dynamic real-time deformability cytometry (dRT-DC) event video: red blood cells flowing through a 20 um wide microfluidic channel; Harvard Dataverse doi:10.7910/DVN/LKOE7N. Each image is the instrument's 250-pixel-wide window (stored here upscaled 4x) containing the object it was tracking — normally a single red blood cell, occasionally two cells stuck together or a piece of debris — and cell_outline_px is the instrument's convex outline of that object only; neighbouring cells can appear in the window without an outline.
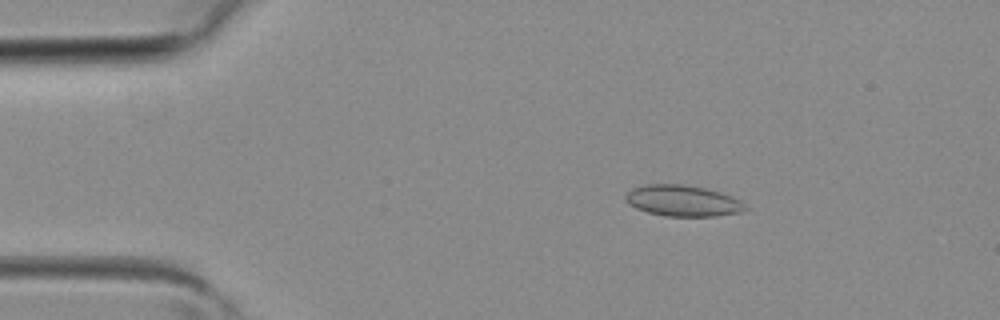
{"species": "common noctule bat (a hibernating species)", "species_latin": "Nyctalus noctula", "temperature_condition": "room temperature", "stored_images_in_passage": 3, "camera_frame_rate_fps": 3000, "um_per_image_px": 0.085, "animal": {"sex": "female", "body_mass_g": 19.3, "forearm_length_mm": 54.1}, "frame": {"image": 1, "passage_image": 2, "time_ms": 0.333, "image_size_px": [1000, 320], "cell_outline_px": [[748, 208], [744, 212], [716, 216], [664, 216], [648, 212], [636, 208], [628, 204], [624, 200], [624, 196], [632, 188], [644, 184], [680, 184], [704, 188], [720, 192], [732, 196], [740, 200]], "centroid_in_image_um": [58.03, 17.07], "position_along_channel_um": 27.0, "area_um2": 21.85}}